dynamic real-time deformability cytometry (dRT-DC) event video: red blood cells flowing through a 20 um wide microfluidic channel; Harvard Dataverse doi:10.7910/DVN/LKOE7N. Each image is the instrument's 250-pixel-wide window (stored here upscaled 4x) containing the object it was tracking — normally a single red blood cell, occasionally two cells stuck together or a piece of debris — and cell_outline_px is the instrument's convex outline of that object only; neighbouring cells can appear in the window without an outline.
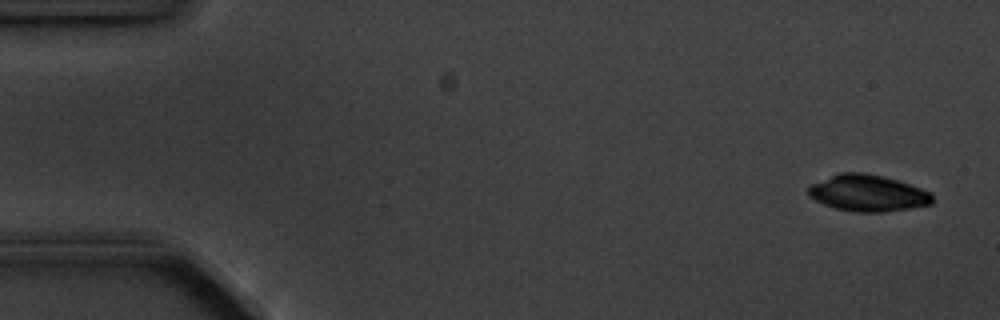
{"species": "common noctule bat (a hibernating species)", "species_latin": "Nyctalus noctula", "temperature_condition": "cold", "stored_images_in_passage": 5, "segment_of_instrument_passage": [1, 2], "camera_frame_rate_fps": 3000, "um_per_image_px": 0.085, "animal": {"sex": "male", "body_mass_g": 20.1, "forearm_length_mm": 53.5}, "frame": {"image": 1, "passage_image": 1, "time_ms": 0.0, "image_size_px": [1000, 320], "cell_outline_px": [[932, 204], [884, 212], [852, 212], [836, 208], [824, 204], [808, 196], [808, 188], [812, 184], [840, 172], [864, 172], [884, 176], [932, 192]], "centroid_in_image_um": [73.76, 16.41], "position_along_channel_um": 11.2, "area_um2": 26.24}}
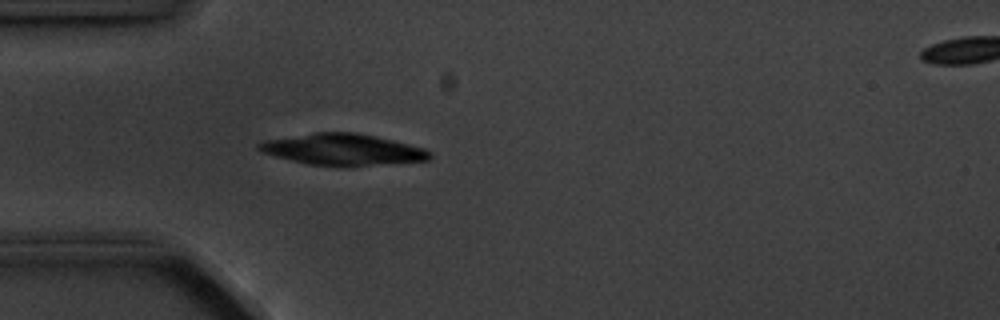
{"frame": {"image": 2, "passage_image": 4, "time_ms": 4.333, "image_size_px": [1000, 320], "cell_outline_px": [[432, 156], [428, 160], [348, 168], [336, 168], [308, 164], [260, 152], [256, 148], [256, 144], [264, 140], [316, 132], [356, 132], [376, 136], [424, 148], [432, 152]], "centroid_in_image_um": [29.13, 12.73], "position_along_channel_um": 55.9, "area_um2": 31.91}}